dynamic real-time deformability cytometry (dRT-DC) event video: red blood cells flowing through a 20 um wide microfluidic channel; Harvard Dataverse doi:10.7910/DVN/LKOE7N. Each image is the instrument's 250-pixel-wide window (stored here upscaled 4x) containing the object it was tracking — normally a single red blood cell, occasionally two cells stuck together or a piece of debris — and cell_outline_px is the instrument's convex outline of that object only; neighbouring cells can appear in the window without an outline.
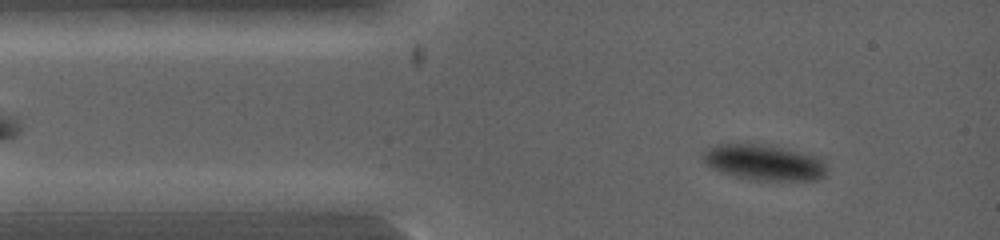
{"species": "common noctule bat (a hibernating species)", "species_latin": "Nyctalus noctula", "temperature_condition": "warm", "stored_images_in_passage": 4, "segment_of_instrument_passage": [2, 2], "camera_frame_rate_fps": 5000, "um_per_image_px": 0.085, "animal": {"sex": "female", "body_mass_g": 19.0, "forearm_length_mm": 53.3}, "frame": {"image": 1, "passage_image": 4, "time_ms": 2.2, "image_size_px": [1000, 240], "cell_outline_px": [[828, 172], [820, 180], [756, 180], [736, 176], [712, 168], [700, 156], [708, 148], [716, 144], [728, 140], [760, 144], [820, 156], [824, 160]], "centroid_in_image_um": [64.94, 13.77], "position_along_channel_um": 20.1, "area_um2": 26.24}}